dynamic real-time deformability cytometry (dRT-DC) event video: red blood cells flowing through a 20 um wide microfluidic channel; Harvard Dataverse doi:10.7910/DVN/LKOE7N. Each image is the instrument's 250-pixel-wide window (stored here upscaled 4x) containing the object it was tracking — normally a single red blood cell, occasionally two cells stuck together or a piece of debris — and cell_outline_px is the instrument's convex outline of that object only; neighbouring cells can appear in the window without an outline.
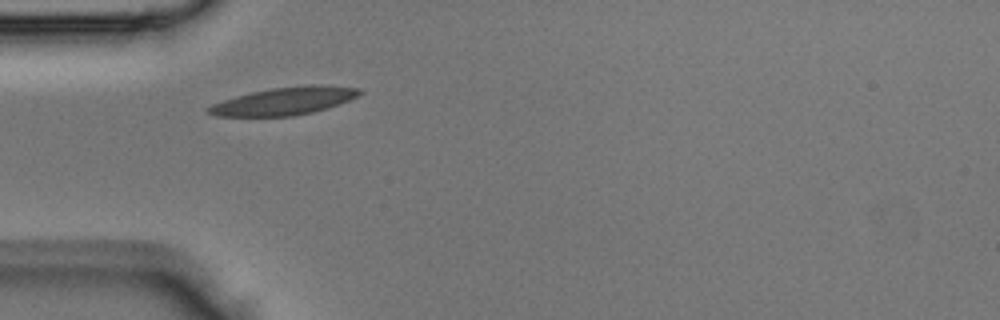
{"species": "Egyptian fruit bat (a non-hibernating species)", "species_latin": "Rousettus aegyptiacus", "temperature_condition": "room temperature", "stored_images_in_passage": 1, "camera_frame_rate_fps": 3000, "um_per_image_px": 0.085, "animal": {"sex": "male"}, "frame": {"image": 1, "passage_image": 1, "time_ms": 0.0, "image_size_px": [1000, 320], "cell_outline_px": [[364, 92], [348, 100], [328, 108], [312, 112], [292, 116], [216, 116], [208, 112], [204, 108], [212, 104], [236, 96], [252, 92], [272, 88], [312, 84], [316, 84], [360, 88]], "centroid_in_image_um": [24.16, 8.59], "position_along_channel_um": 60.8, "area_um2": 24.22}}